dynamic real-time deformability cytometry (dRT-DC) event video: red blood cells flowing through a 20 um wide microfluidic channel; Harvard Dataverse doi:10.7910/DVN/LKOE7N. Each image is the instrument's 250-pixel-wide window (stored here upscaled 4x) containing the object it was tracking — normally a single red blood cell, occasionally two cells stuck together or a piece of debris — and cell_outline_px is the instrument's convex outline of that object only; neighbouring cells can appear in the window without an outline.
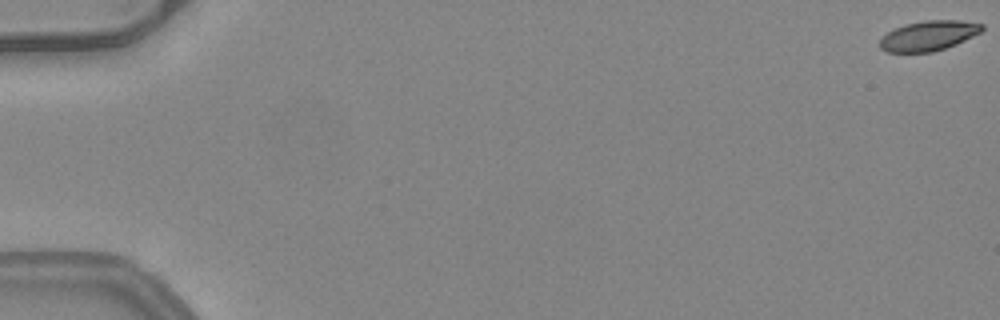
{"species": "common noctule bat (a hibernating species)", "species_latin": "Nyctalus noctula", "temperature_condition": "warm", "stored_images_in_passage": 13, "camera_frame_rate_fps": 3000, "um_per_image_px": 0.085, "animal": {"sex": "female", "body_mass_g": 24.6, "forearm_length_mm": 56.2}, "frame": {"image": 1, "passage_image": 1, "time_ms": 0.0, "image_size_px": [1000, 320], "cell_outline_px": [[984, 28], [980, 32], [956, 44], [932, 52], [888, 52], [880, 48], [880, 40], [888, 32], [904, 24], [928, 20], [960, 20], [984, 24]], "centroid_in_image_um": [78.94, 3.03], "position_along_channel_um": 6.1, "area_um2": 17.63}}